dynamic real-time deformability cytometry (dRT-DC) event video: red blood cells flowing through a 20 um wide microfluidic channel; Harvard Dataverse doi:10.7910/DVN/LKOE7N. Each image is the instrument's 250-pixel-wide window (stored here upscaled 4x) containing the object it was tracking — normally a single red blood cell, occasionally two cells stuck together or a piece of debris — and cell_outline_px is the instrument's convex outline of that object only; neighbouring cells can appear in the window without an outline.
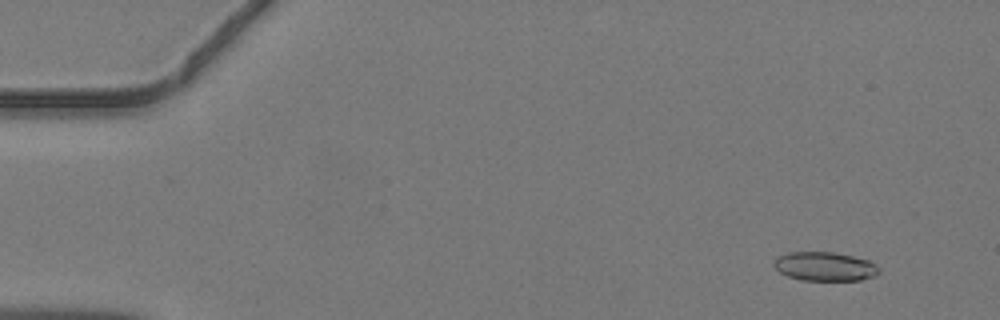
{"species": "common noctule bat (a hibernating species)", "species_latin": "Nyctalus noctula", "temperature_condition": "warm", "stored_images_in_passage": 44, "camera_frame_rate_fps": 3000, "um_per_image_px": 0.085, "animal": {"sex": "male", "body_mass_g": 19.2, "forearm_length_mm": 51.8}, "frame": {"image": 1, "passage_image": 3, "time_ms": 0.667, "image_size_px": [1000, 320], "cell_outline_px": [[880, 272], [876, 276], [860, 280], [800, 280], [788, 276], [780, 272], [772, 264], [776, 256], [788, 252], [836, 252], [868, 260], [876, 264], [880, 268]], "centroid_in_image_um": [70.11, 22.64], "position_along_channel_um": 14.9, "area_um2": 17.92}}
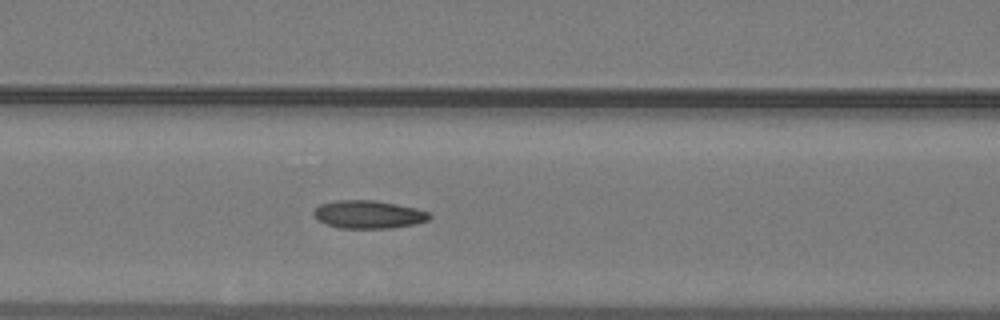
{"frame": {"image": 2, "passage_image": 19, "time_ms": 6.0, "image_size_px": [1000, 320], "cell_outline_px": [[432, 216], [428, 220], [412, 224], [392, 228], [340, 228], [328, 224], [320, 220], [312, 212], [320, 204], [336, 200], [372, 200], [396, 204], [416, 208], [428, 212]], "centroid_in_image_um": [31.33, 18.22], "position_along_channel_um": 135.3, "area_um2": 18.61}}
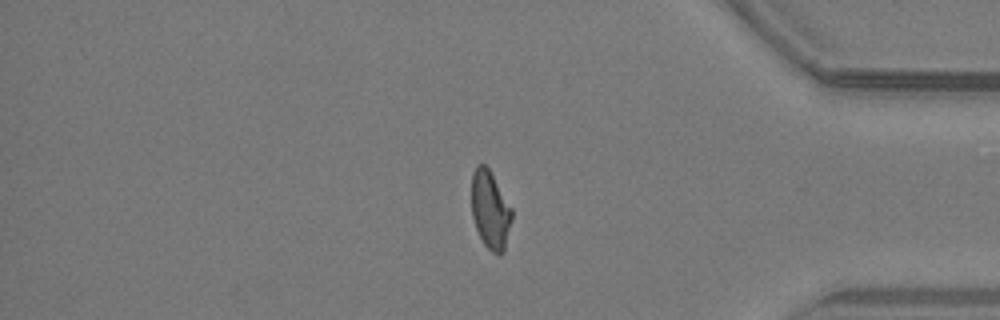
{"frame": {"image": 3, "passage_image": 38, "time_ms": 12.333, "image_size_px": [1000, 320], "cell_outline_px": [[512, 220], [504, 252], [500, 256], [492, 252], [484, 244], [476, 228], [472, 216], [472, 172], [476, 164], [484, 164], [488, 168], [512, 208]], "centroid_in_image_um": [41.68, 17.86], "position_along_channel_um": 393.5, "area_um2": 18.32}}